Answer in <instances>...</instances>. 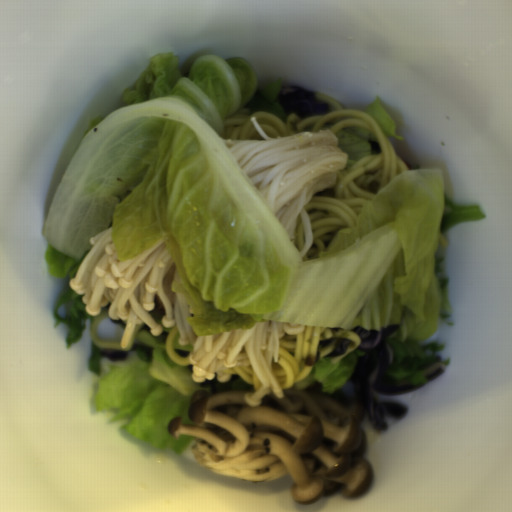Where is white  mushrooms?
<instances>
[{
	"label": "white mushrooms",
	"instance_id": "obj_1",
	"mask_svg": "<svg viewBox=\"0 0 512 512\" xmlns=\"http://www.w3.org/2000/svg\"><path fill=\"white\" fill-rule=\"evenodd\" d=\"M249 389L197 391L191 424L170 418L171 437H194L197 464L213 473L266 482L293 480L296 503L314 504L339 489L361 496L373 481L364 451L362 404L344 390L270 393L247 403Z\"/></svg>",
	"mask_w": 512,
	"mask_h": 512
}]
</instances>
